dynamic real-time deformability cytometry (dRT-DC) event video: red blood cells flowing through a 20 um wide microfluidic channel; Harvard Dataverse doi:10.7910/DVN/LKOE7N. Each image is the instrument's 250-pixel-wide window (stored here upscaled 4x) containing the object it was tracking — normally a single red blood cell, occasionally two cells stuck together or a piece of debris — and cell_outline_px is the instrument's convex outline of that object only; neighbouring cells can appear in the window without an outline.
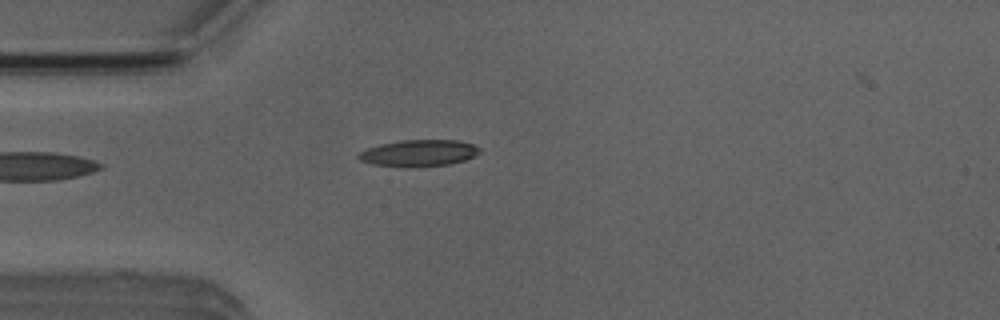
{"species": "Egyptian fruit bat (a non-hibernating species)", "species_latin": "Rousettus aegyptiacus", "temperature_condition": "room temperature", "stored_images_in_passage": 2, "camera_frame_rate_fps": 3000, "um_per_image_px": 0.085, "animal": {"sex": "male"}, "frame": {"image": 1, "passage_image": 2, "time_ms": 1.333, "image_size_px": [1000, 320], "cell_outline_px": [[480, 152], [476, 156], [464, 160], [448, 164], [412, 168], [408, 168], [372, 164], [360, 160], [356, 156], [360, 152], [368, 148], [380, 144], [400, 140], [456, 140], [472, 144], [480, 148]], "centroid_in_image_um": [35.59, 13.02], "position_along_channel_um": 49.4, "area_um2": 18.9}}